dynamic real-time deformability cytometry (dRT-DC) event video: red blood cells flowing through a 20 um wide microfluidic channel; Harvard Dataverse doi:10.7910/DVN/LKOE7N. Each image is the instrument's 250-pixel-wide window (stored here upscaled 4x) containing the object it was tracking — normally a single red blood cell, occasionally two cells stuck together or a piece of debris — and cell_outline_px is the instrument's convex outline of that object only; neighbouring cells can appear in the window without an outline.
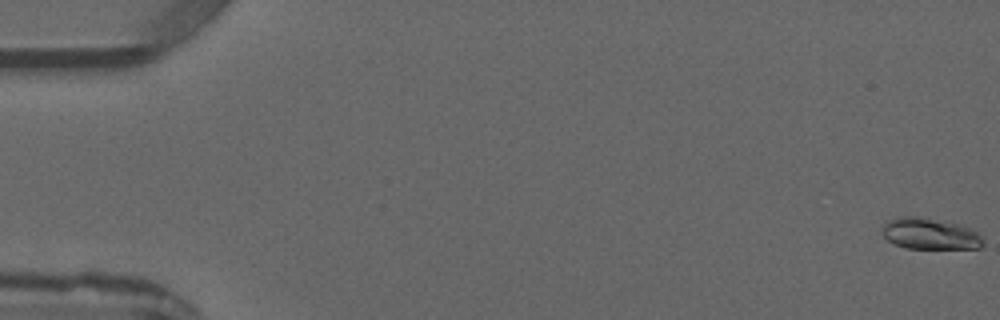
{"species": "common noctule bat (a hibernating species)", "species_latin": "Nyctalus noctula", "temperature_condition": "warm", "stored_images_in_passage": 4, "camera_frame_rate_fps": 3000, "um_per_image_px": 0.085, "animal": {"sex": "male", "forearm_length_mm": 52.5}, "frame": {"image": 1, "passage_image": 1, "time_ms": 0.0, "image_size_px": [1000, 320], "cell_outline_px": [[984, 244], [980, 248], [908, 248], [892, 244], [880, 232], [884, 224], [888, 220], [904, 216], [916, 216], [960, 224], [972, 228], [980, 232], [984, 236]], "centroid_in_image_um": [79.09, 19.87], "position_along_channel_um": 5.9, "area_um2": 18.67}}